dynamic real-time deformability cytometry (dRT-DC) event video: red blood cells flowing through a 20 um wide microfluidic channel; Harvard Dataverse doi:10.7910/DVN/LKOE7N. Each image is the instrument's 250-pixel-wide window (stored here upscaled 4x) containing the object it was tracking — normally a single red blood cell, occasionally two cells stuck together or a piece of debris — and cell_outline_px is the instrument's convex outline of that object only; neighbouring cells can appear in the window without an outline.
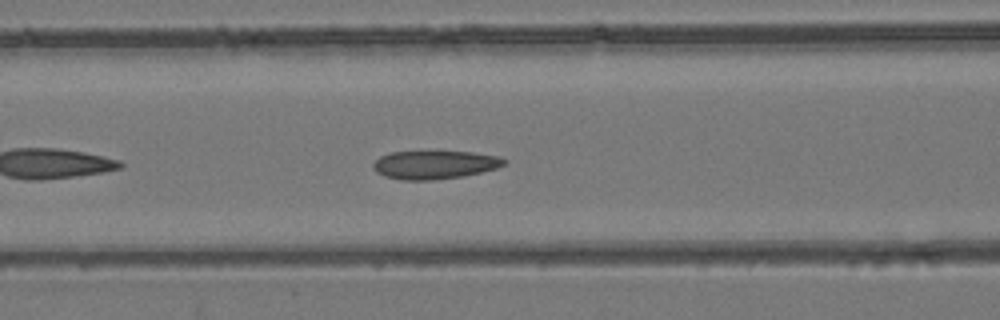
{"species": "common noctule bat (a hibernating species)", "species_latin": "Nyctalus noctula", "temperature_condition": "room temperature", "stored_images_in_passage": 39, "camera_frame_rate_fps": 3000, "um_per_image_px": 0.085, "animal": {"sex": "female", "body_mass_g": 24.6, "forearm_length_mm": 56.2}, "frame": {"image": 1, "passage_image": 8, "time_ms": 2.333, "image_size_px": [1000, 320], "cell_outline_px": [[508, 160], [504, 164], [496, 168], [464, 176], [432, 180], [400, 180], [384, 176], [376, 172], [372, 168], [372, 164], [380, 156], [392, 152], [436, 148], [472, 152], [500, 156]], "centroid_in_image_um": [36.92, 13.95], "position_along_channel_um": 129.7, "area_um2": 22.77}}
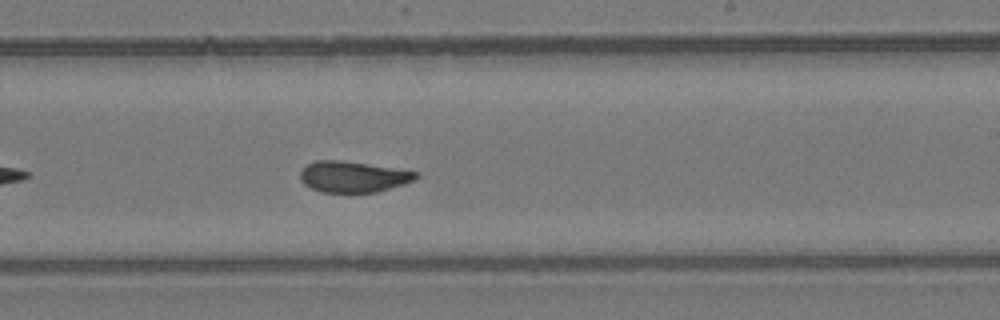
{"frame": {"image": 2, "passage_image": 18, "time_ms": 5.667, "image_size_px": [1000, 320], "cell_outline_px": [[420, 176], [416, 180], [404, 184], [376, 192], [320, 192], [304, 184], [300, 180], [300, 172], [308, 164], [316, 160], [340, 160], [396, 168], [420, 172]], "centroid_in_image_um": [30.05, 15.02], "position_along_channel_um": 259.0, "area_um2": 20.98}}
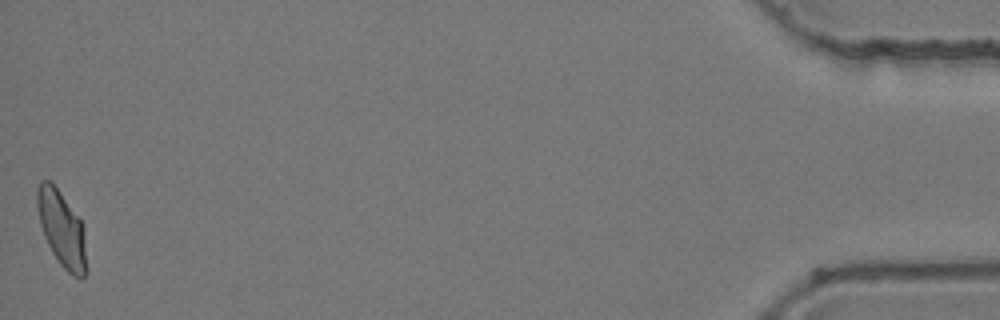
{"frame": {"image": 3, "passage_image": 39, "time_ms": 12.667, "image_size_px": [1000, 320], "cell_outline_px": [[88, 272], [84, 276], [72, 276], [60, 264], [52, 252], [44, 236], [40, 224], [36, 204], [36, 188], [40, 180], [48, 180], [56, 188], [84, 224]], "centroid_in_image_um": [5.27, 19.48], "position_along_channel_um": 429.9, "area_um2": 21.91}, "authors_computed_cell_mechanics": {"area_um2": 21.675, "velocity_mm_per_s": 3.8951, "shape_relaxation_time_tau1_ms": null, "shape_relaxation_time_tau2_ms": 1.6431, "deformation_change_tau1": null, "deformation_change_tau2": 0.0742}}